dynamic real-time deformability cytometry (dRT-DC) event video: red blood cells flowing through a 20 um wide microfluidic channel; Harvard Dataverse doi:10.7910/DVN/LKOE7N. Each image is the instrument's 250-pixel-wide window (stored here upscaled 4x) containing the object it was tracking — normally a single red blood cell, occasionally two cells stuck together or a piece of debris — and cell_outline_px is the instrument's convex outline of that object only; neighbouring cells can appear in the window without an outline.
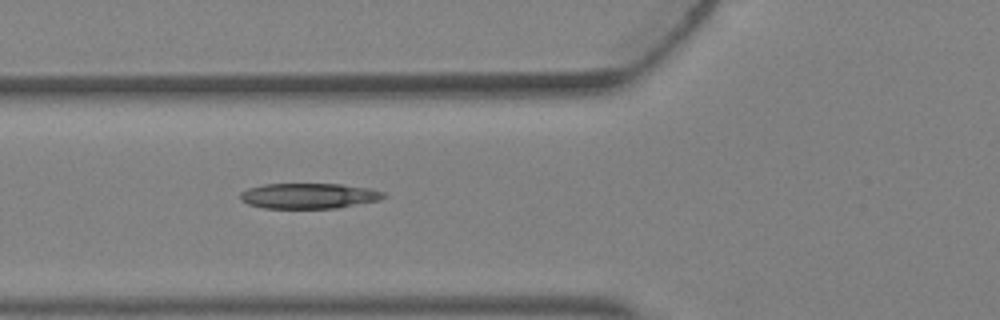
{"species": "Egyptian fruit bat (a non-hibernating species)", "species_latin": "Rousettus aegyptiacus", "temperature_condition": "warm", "stored_images_in_passage": 4, "camera_frame_rate_fps": 3000, "um_per_image_px": 0.085, "animal": {"sex": "female"}, "frame": {"image": 1, "passage_image": 4, "time_ms": 1.0, "image_size_px": [1000, 320], "cell_outline_px": [[388, 196], [380, 200], [336, 208], [264, 208], [248, 204], [240, 200], [240, 192], [248, 188], [264, 184], [340, 184], [372, 188], [384, 192]], "centroid_in_image_um": [26.27, 16.64], "position_along_channel_um": 99.5, "area_um2": 21.39}}